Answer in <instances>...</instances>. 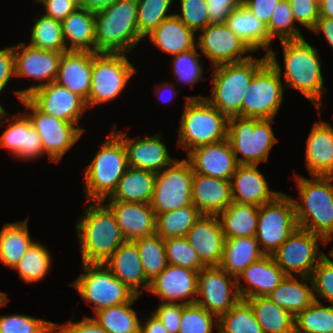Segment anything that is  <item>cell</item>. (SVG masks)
Returning a JSON list of instances; mask_svg holds the SVG:
<instances>
[{
  "instance_id": "obj_1",
  "label": "cell",
  "mask_w": 333,
  "mask_h": 333,
  "mask_svg": "<svg viewBox=\"0 0 333 333\" xmlns=\"http://www.w3.org/2000/svg\"><path fill=\"white\" fill-rule=\"evenodd\" d=\"M283 51L284 72L277 61L273 49L267 54L268 60L275 66L279 75L283 74L285 89L293 88L306 97L317 109L321 117V105L327 88L321 71V59L317 48L306 42L305 38L299 40L281 41Z\"/></svg>"
},
{
  "instance_id": "obj_2",
  "label": "cell",
  "mask_w": 333,
  "mask_h": 333,
  "mask_svg": "<svg viewBox=\"0 0 333 333\" xmlns=\"http://www.w3.org/2000/svg\"><path fill=\"white\" fill-rule=\"evenodd\" d=\"M88 204L75 223L81 261L104 264L126 240L112 210L103 201Z\"/></svg>"
},
{
  "instance_id": "obj_3",
  "label": "cell",
  "mask_w": 333,
  "mask_h": 333,
  "mask_svg": "<svg viewBox=\"0 0 333 333\" xmlns=\"http://www.w3.org/2000/svg\"><path fill=\"white\" fill-rule=\"evenodd\" d=\"M298 198H292L297 227L326 240L333 234V177L295 173Z\"/></svg>"
},
{
  "instance_id": "obj_4",
  "label": "cell",
  "mask_w": 333,
  "mask_h": 333,
  "mask_svg": "<svg viewBox=\"0 0 333 333\" xmlns=\"http://www.w3.org/2000/svg\"><path fill=\"white\" fill-rule=\"evenodd\" d=\"M144 38L139 34L137 0H117L95 13V53H129Z\"/></svg>"
},
{
  "instance_id": "obj_5",
  "label": "cell",
  "mask_w": 333,
  "mask_h": 333,
  "mask_svg": "<svg viewBox=\"0 0 333 333\" xmlns=\"http://www.w3.org/2000/svg\"><path fill=\"white\" fill-rule=\"evenodd\" d=\"M180 120L176 146L187 154L196 147L227 139L229 118L200 94L186 95Z\"/></svg>"
},
{
  "instance_id": "obj_6",
  "label": "cell",
  "mask_w": 333,
  "mask_h": 333,
  "mask_svg": "<svg viewBox=\"0 0 333 333\" xmlns=\"http://www.w3.org/2000/svg\"><path fill=\"white\" fill-rule=\"evenodd\" d=\"M268 60L265 54L261 58L241 62L226 63L211 67L214 71L212 92L205 99L228 118L242 117V101L255 72Z\"/></svg>"
},
{
  "instance_id": "obj_7",
  "label": "cell",
  "mask_w": 333,
  "mask_h": 333,
  "mask_svg": "<svg viewBox=\"0 0 333 333\" xmlns=\"http://www.w3.org/2000/svg\"><path fill=\"white\" fill-rule=\"evenodd\" d=\"M128 168L123 141L113 132L101 143L96 155L84 169L86 201H103L115 190Z\"/></svg>"
},
{
  "instance_id": "obj_8",
  "label": "cell",
  "mask_w": 333,
  "mask_h": 333,
  "mask_svg": "<svg viewBox=\"0 0 333 333\" xmlns=\"http://www.w3.org/2000/svg\"><path fill=\"white\" fill-rule=\"evenodd\" d=\"M274 122L275 119L229 118L227 139L238 164L259 165L268 160L270 150L278 142L272 129Z\"/></svg>"
},
{
  "instance_id": "obj_9",
  "label": "cell",
  "mask_w": 333,
  "mask_h": 333,
  "mask_svg": "<svg viewBox=\"0 0 333 333\" xmlns=\"http://www.w3.org/2000/svg\"><path fill=\"white\" fill-rule=\"evenodd\" d=\"M82 274L69 283L93 313L100 309L130 302L136 294L124 285L104 264L82 262Z\"/></svg>"
},
{
  "instance_id": "obj_10",
  "label": "cell",
  "mask_w": 333,
  "mask_h": 333,
  "mask_svg": "<svg viewBox=\"0 0 333 333\" xmlns=\"http://www.w3.org/2000/svg\"><path fill=\"white\" fill-rule=\"evenodd\" d=\"M136 72L125 53H97L93 58L87 108L118 98Z\"/></svg>"
},
{
  "instance_id": "obj_11",
  "label": "cell",
  "mask_w": 333,
  "mask_h": 333,
  "mask_svg": "<svg viewBox=\"0 0 333 333\" xmlns=\"http://www.w3.org/2000/svg\"><path fill=\"white\" fill-rule=\"evenodd\" d=\"M297 228L291 196L281 192L259 207L255 238L265 255H272Z\"/></svg>"
},
{
  "instance_id": "obj_12",
  "label": "cell",
  "mask_w": 333,
  "mask_h": 333,
  "mask_svg": "<svg viewBox=\"0 0 333 333\" xmlns=\"http://www.w3.org/2000/svg\"><path fill=\"white\" fill-rule=\"evenodd\" d=\"M281 78L269 60L255 72L243 97V118L275 119L284 101Z\"/></svg>"
},
{
  "instance_id": "obj_13",
  "label": "cell",
  "mask_w": 333,
  "mask_h": 333,
  "mask_svg": "<svg viewBox=\"0 0 333 333\" xmlns=\"http://www.w3.org/2000/svg\"><path fill=\"white\" fill-rule=\"evenodd\" d=\"M20 103L23 111L31 120L33 127L40 136L42 149L50 162L59 163L63 156L76 144L85 129L74 123L41 112L28 98Z\"/></svg>"
},
{
  "instance_id": "obj_14",
  "label": "cell",
  "mask_w": 333,
  "mask_h": 333,
  "mask_svg": "<svg viewBox=\"0 0 333 333\" xmlns=\"http://www.w3.org/2000/svg\"><path fill=\"white\" fill-rule=\"evenodd\" d=\"M193 168L186 158L176 159L156 173L151 207L155 214L173 211L192 203Z\"/></svg>"
},
{
  "instance_id": "obj_15",
  "label": "cell",
  "mask_w": 333,
  "mask_h": 333,
  "mask_svg": "<svg viewBox=\"0 0 333 333\" xmlns=\"http://www.w3.org/2000/svg\"><path fill=\"white\" fill-rule=\"evenodd\" d=\"M320 243L325 245L321 236L297 228L271 256L286 276L310 277L325 255Z\"/></svg>"
},
{
  "instance_id": "obj_16",
  "label": "cell",
  "mask_w": 333,
  "mask_h": 333,
  "mask_svg": "<svg viewBox=\"0 0 333 333\" xmlns=\"http://www.w3.org/2000/svg\"><path fill=\"white\" fill-rule=\"evenodd\" d=\"M15 57V77L39 81L38 84H33L25 89L15 90V96L20 101L22 98H27L35 90L55 82L59 62L62 52L47 51L35 48L25 42H20L13 46Z\"/></svg>"
},
{
  "instance_id": "obj_17",
  "label": "cell",
  "mask_w": 333,
  "mask_h": 333,
  "mask_svg": "<svg viewBox=\"0 0 333 333\" xmlns=\"http://www.w3.org/2000/svg\"><path fill=\"white\" fill-rule=\"evenodd\" d=\"M201 298V299H200ZM236 278L219 266H210L198 272L196 304L219 317L240 300Z\"/></svg>"
},
{
  "instance_id": "obj_18",
  "label": "cell",
  "mask_w": 333,
  "mask_h": 333,
  "mask_svg": "<svg viewBox=\"0 0 333 333\" xmlns=\"http://www.w3.org/2000/svg\"><path fill=\"white\" fill-rule=\"evenodd\" d=\"M199 32L197 48L210 60L212 67L245 61L254 53L226 23H210Z\"/></svg>"
},
{
  "instance_id": "obj_19",
  "label": "cell",
  "mask_w": 333,
  "mask_h": 333,
  "mask_svg": "<svg viewBox=\"0 0 333 333\" xmlns=\"http://www.w3.org/2000/svg\"><path fill=\"white\" fill-rule=\"evenodd\" d=\"M8 114L4 110L0 115V125L8 124L0 136V148L23 161L39 159L45 153L31 120L24 112L15 113L10 118Z\"/></svg>"
},
{
  "instance_id": "obj_20",
  "label": "cell",
  "mask_w": 333,
  "mask_h": 333,
  "mask_svg": "<svg viewBox=\"0 0 333 333\" xmlns=\"http://www.w3.org/2000/svg\"><path fill=\"white\" fill-rule=\"evenodd\" d=\"M27 98L44 114L78 126L88 109L83 98L56 82L35 90Z\"/></svg>"
},
{
  "instance_id": "obj_21",
  "label": "cell",
  "mask_w": 333,
  "mask_h": 333,
  "mask_svg": "<svg viewBox=\"0 0 333 333\" xmlns=\"http://www.w3.org/2000/svg\"><path fill=\"white\" fill-rule=\"evenodd\" d=\"M112 131L123 141L127 154L128 167L157 173L171 165L176 159L169 155L161 134L136 139L127 131Z\"/></svg>"
},
{
  "instance_id": "obj_22",
  "label": "cell",
  "mask_w": 333,
  "mask_h": 333,
  "mask_svg": "<svg viewBox=\"0 0 333 333\" xmlns=\"http://www.w3.org/2000/svg\"><path fill=\"white\" fill-rule=\"evenodd\" d=\"M198 272L168 264L150 283L149 291L160 302L194 304L197 299Z\"/></svg>"
},
{
  "instance_id": "obj_23",
  "label": "cell",
  "mask_w": 333,
  "mask_h": 333,
  "mask_svg": "<svg viewBox=\"0 0 333 333\" xmlns=\"http://www.w3.org/2000/svg\"><path fill=\"white\" fill-rule=\"evenodd\" d=\"M186 156L194 173L219 179L231 180L239 165L228 139L196 147Z\"/></svg>"
},
{
  "instance_id": "obj_24",
  "label": "cell",
  "mask_w": 333,
  "mask_h": 333,
  "mask_svg": "<svg viewBox=\"0 0 333 333\" xmlns=\"http://www.w3.org/2000/svg\"><path fill=\"white\" fill-rule=\"evenodd\" d=\"M185 238L206 267L219 266L225 237L218 216L201 215Z\"/></svg>"
},
{
  "instance_id": "obj_25",
  "label": "cell",
  "mask_w": 333,
  "mask_h": 333,
  "mask_svg": "<svg viewBox=\"0 0 333 333\" xmlns=\"http://www.w3.org/2000/svg\"><path fill=\"white\" fill-rule=\"evenodd\" d=\"M232 200L237 204L261 205L272 201L281 191L270 190L258 165L239 164L231 180Z\"/></svg>"
},
{
  "instance_id": "obj_26",
  "label": "cell",
  "mask_w": 333,
  "mask_h": 333,
  "mask_svg": "<svg viewBox=\"0 0 333 333\" xmlns=\"http://www.w3.org/2000/svg\"><path fill=\"white\" fill-rule=\"evenodd\" d=\"M103 202L112 210L126 241L156 233V214L151 204L112 200H103Z\"/></svg>"
},
{
  "instance_id": "obj_27",
  "label": "cell",
  "mask_w": 333,
  "mask_h": 333,
  "mask_svg": "<svg viewBox=\"0 0 333 333\" xmlns=\"http://www.w3.org/2000/svg\"><path fill=\"white\" fill-rule=\"evenodd\" d=\"M286 277L271 255H264L250 264L237 278V289L241 299L267 296ZM244 279L243 286L240 282Z\"/></svg>"
},
{
  "instance_id": "obj_28",
  "label": "cell",
  "mask_w": 333,
  "mask_h": 333,
  "mask_svg": "<svg viewBox=\"0 0 333 333\" xmlns=\"http://www.w3.org/2000/svg\"><path fill=\"white\" fill-rule=\"evenodd\" d=\"M90 51H66L62 53L55 82L88 100L91 90L93 58Z\"/></svg>"
},
{
  "instance_id": "obj_29",
  "label": "cell",
  "mask_w": 333,
  "mask_h": 333,
  "mask_svg": "<svg viewBox=\"0 0 333 333\" xmlns=\"http://www.w3.org/2000/svg\"><path fill=\"white\" fill-rule=\"evenodd\" d=\"M104 265L137 296H142L144 289L149 291L151 282L146 278L138 248L133 241L121 244Z\"/></svg>"
},
{
  "instance_id": "obj_30",
  "label": "cell",
  "mask_w": 333,
  "mask_h": 333,
  "mask_svg": "<svg viewBox=\"0 0 333 333\" xmlns=\"http://www.w3.org/2000/svg\"><path fill=\"white\" fill-rule=\"evenodd\" d=\"M305 166L311 176L333 177V127L316 121L306 140Z\"/></svg>"
},
{
  "instance_id": "obj_31",
  "label": "cell",
  "mask_w": 333,
  "mask_h": 333,
  "mask_svg": "<svg viewBox=\"0 0 333 333\" xmlns=\"http://www.w3.org/2000/svg\"><path fill=\"white\" fill-rule=\"evenodd\" d=\"M232 201L230 180L193 174L192 203L201 215L218 216Z\"/></svg>"
},
{
  "instance_id": "obj_32",
  "label": "cell",
  "mask_w": 333,
  "mask_h": 333,
  "mask_svg": "<svg viewBox=\"0 0 333 333\" xmlns=\"http://www.w3.org/2000/svg\"><path fill=\"white\" fill-rule=\"evenodd\" d=\"M176 15L165 19L145 38L159 51L173 56L197 47L196 36Z\"/></svg>"
},
{
  "instance_id": "obj_33",
  "label": "cell",
  "mask_w": 333,
  "mask_h": 333,
  "mask_svg": "<svg viewBox=\"0 0 333 333\" xmlns=\"http://www.w3.org/2000/svg\"><path fill=\"white\" fill-rule=\"evenodd\" d=\"M286 276L267 296L280 308L296 317L314 301V290L310 277ZM311 285H309V284Z\"/></svg>"
},
{
  "instance_id": "obj_34",
  "label": "cell",
  "mask_w": 333,
  "mask_h": 333,
  "mask_svg": "<svg viewBox=\"0 0 333 333\" xmlns=\"http://www.w3.org/2000/svg\"><path fill=\"white\" fill-rule=\"evenodd\" d=\"M226 25L255 53L261 48L266 55L273 49L266 25L245 6L234 8Z\"/></svg>"
},
{
  "instance_id": "obj_35",
  "label": "cell",
  "mask_w": 333,
  "mask_h": 333,
  "mask_svg": "<svg viewBox=\"0 0 333 333\" xmlns=\"http://www.w3.org/2000/svg\"><path fill=\"white\" fill-rule=\"evenodd\" d=\"M67 51L95 53V13L78 7L62 22Z\"/></svg>"
},
{
  "instance_id": "obj_36",
  "label": "cell",
  "mask_w": 333,
  "mask_h": 333,
  "mask_svg": "<svg viewBox=\"0 0 333 333\" xmlns=\"http://www.w3.org/2000/svg\"><path fill=\"white\" fill-rule=\"evenodd\" d=\"M156 173L128 167L113 193L105 200L150 204Z\"/></svg>"
},
{
  "instance_id": "obj_37",
  "label": "cell",
  "mask_w": 333,
  "mask_h": 333,
  "mask_svg": "<svg viewBox=\"0 0 333 333\" xmlns=\"http://www.w3.org/2000/svg\"><path fill=\"white\" fill-rule=\"evenodd\" d=\"M264 255L255 237L228 238L224 241L219 267L237 278L250 264Z\"/></svg>"
},
{
  "instance_id": "obj_38",
  "label": "cell",
  "mask_w": 333,
  "mask_h": 333,
  "mask_svg": "<svg viewBox=\"0 0 333 333\" xmlns=\"http://www.w3.org/2000/svg\"><path fill=\"white\" fill-rule=\"evenodd\" d=\"M33 242L28 219L5 223L0 231V262L13 269Z\"/></svg>"
},
{
  "instance_id": "obj_39",
  "label": "cell",
  "mask_w": 333,
  "mask_h": 333,
  "mask_svg": "<svg viewBox=\"0 0 333 333\" xmlns=\"http://www.w3.org/2000/svg\"><path fill=\"white\" fill-rule=\"evenodd\" d=\"M258 206L231 202L219 215L225 239L255 237L258 226Z\"/></svg>"
},
{
  "instance_id": "obj_40",
  "label": "cell",
  "mask_w": 333,
  "mask_h": 333,
  "mask_svg": "<svg viewBox=\"0 0 333 333\" xmlns=\"http://www.w3.org/2000/svg\"><path fill=\"white\" fill-rule=\"evenodd\" d=\"M263 333H295L294 316L278 307L268 296L245 299Z\"/></svg>"
},
{
  "instance_id": "obj_41",
  "label": "cell",
  "mask_w": 333,
  "mask_h": 333,
  "mask_svg": "<svg viewBox=\"0 0 333 333\" xmlns=\"http://www.w3.org/2000/svg\"><path fill=\"white\" fill-rule=\"evenodd\" d=\"M135 296L130 302L116 306L106 307L95 312V321L108 333H140L141 319L136 310L132 308Z\"/></svg>"
},
{
  "instance_id": "obj_42",
  "label": "cell",
  "mask_w": 333,
  "mask_h": 333,
  "mask_svg": "<svg viewBox=\"0 0 333 333\" xmlns=\"http://www.w3.org/2000/svg\"><path fill=\"white\" fill-rule=\"evenodd\" d=\"M52 255L45 245L34 241L26 254L13 268L26 283H37L43 280L52 265Z\"/></svg>"
},
{
  "instance_id": "obj_43",
  "label": "cell",
  "mask_w": 333,
  "mask_h": 333,
  "mask_svg": "<svg viewBox=\"0 0 333 333\" xmlns=\"http://www.w3.org/2000/svg\"><path fill=\"white\" fill-rule=\"evenodd\" d=\"M201 216L197 208L188 206L156 215V234L161 238L185 237Z\"/></svg>"
},
{
  "instance_id": "obj_44",
  "label": "cell",
  "mask_w": 333,
  "mask_h": 333,
  "mask_svg": "<svg viewBox=\"0 0 333 333\" xmlns=\"http://www.w3.org/2000/svg\"><path fill=\"white\" fill-rule=\"evenodd\" d=\"M29 44L42 50L66 52L61 21L38 15L31 29Z\"/></svg>"
},
{
  "instance_id": "obj_45",
  "label": "cell",
  "mask_w": 333,
  "mask_h": 333,
  "mask_svg": "<svg viewBox=\"0 0 333 333\" xmlns=\"http://www.w3.org/2000/svg\"><path fill=\"white\" fill-rule=\"evenodd\" d=\"M133 242L138 248L146 278L151 282L168 265L164 239L155 233Z\"/></svg>"
},
{
  "instance_id": "obj_46",
  "label": "cell",
  "mask_w": 333,
  "mask_h": 333,
  "mask_svg": "<svg viewBox=\"0 0 333 333\" xmlns=\"http://www.w3.org/2000/svg\"><path fill=\"white\" fill-rule=\"evenodd\" d=\"M217 333H263L250 304L243 299L218 317Z\"/></svg>"
},
{
  "instance_id": "obj_47",
  "label": "cell",
  "mask_w": 333,
  "mask_h": 333,
  "mask_svg": "<svg viewBox=\"0 0 333 333\" xmlns=\"http://www.w3.org/2000/svg\"><path fill=\"white\" fill-rule=\"evenodd\" d=\"M314 301L295 318V333H333V305Z\"/></svg>"
},
{
  "instance_id": "obj_48",
  "label": "cell",
  "mask_w": 333,
  "mask_h": 333,
  "mask_svg": "<svg viewBox=\"0 0 333 333\" xmlns=\"http://www.w3.org/2000/svg\"><path fill=\"white\" fill-rule=\"evenodd\" d=\"M9 298L3 295L0 298V307L9 302ZM55 322L35 318L25 314L0 315V333H54Z\"/></svg>"
},
{
  "instance_id": "obj_49",
  "label": "cell",
  "mask_w": 333,
  "mask_h": 333,
  "mask_svg": "<svg viewBox=\"0 0 333 333\" xmlns=\"http://www.w3.org/2000/svg\"><path fill=\"white\" fill-rule=\"evenodd\" d=\"M267 31L270 40L278 38L281 41L299 40L304 38L300 28L295 24L290 3L288 0H280L275 6Z\"/></svg>"
},
{
  "instance_id": "obj_50",
  "label": "cell",
  "mask_w": 333,
  "mask_h": 333,
  "mask_svg": "<svg viewBox=\"0 0 333 333\" xmlns=\"http://www.w3.org/2000/svg\"><path fill=\"white\" fill-rule=\"evenodd\" d=\"M173 0H137L139 34L145 39L161 22L172 17L169 9Z\"/></svg>"
},
{
  "instance_id": "obj_51",
  "label": "cell",
  "mask_w": 333,
  "mask_h": 333,
  "mask_svg": "<svg viewBox=\"0 0 333 333\" xmlns=\"http://www.w3.org/2000/svg\"><path fill=\"white\" fill-rule=\"evenodd\" d=\"M201 53L197 48L173 55L172 59V74L175 76L179 83L190 85L192 88L194 84L200 82L204 78V69L202 60L200 59Z\"/></svg>"
},
{
  "instance_id": "obj_52",
  "label": "cell",
  "mask_w": 333,
  "mask_h": 333,
  "mask_svg": "<svg viewBox=\"0 0 333 333\" xmlns=\"http://www.w3.org/2000/svg\"><path fill=\"white\" fill-rule=\"evenodd\" d=\"M216 317V318H215ZM218 317L198 304H182L178 333H213Z\"/></svg>"
},
{
  "instance_id": "obj_53",
  "label": "cell",
  "mask_w": 333,
  "mask_h": 333,
  "mask_svg": "<svg viewBox=\"0 0 333 333\" xmlns=\"http://www.w3.org/2000/svg\"><path fill=\"white\" fill-rule=\"evenodd\" d=\"M164 244L168 264L197 272L206 267L185 237L168 238Z\"/></svg>"
},
{
  "instance_id": "obj_54",
  "label": "cell",
  "mask_w": 333,
  "mask_h": 333,
  "mask_svg": "<svg viewBox=\"0 0 333 333\" xmlns=\"http://www.w3.org/2000/svg\"><path fill=\"white\" fill-rule=\"evenodd\" d=\"M315 301L324 299L333 305V260L324 255L310 276ZM319 299H318V297Z\"/></svg>"
},
{
  "instance_id": "obj_55",
  "label": "cell",
  "mask_w": 333,
  "mask_h": 333,
  "mask_svg": "<svg viewBox=\"0 0 333 333\" xmlns=\"http://www.w3.org/2000/svg\"><path fill=\"white\" fill-rule=\"evenodd\" d=\"M180 12L175 15L195 33L203 30L210 20L206 0H179Z\"/></svg>"
},
{
  "instance_id": "obj_56",
  "label": "cell",
  "mask_w": 333,
  "mask_h": 333,
  "mask_svg": "<svg viewBox=\"0 0 333 333\" xmlns=\"http://www.w3.org/2000/svg\"><path fill=\"white\" fill-rule=\"evenodd\" d=\"M295 22L311 30L320 17L316 0H288Z\"/></svg>"
},
{
  "instance_id": "obj_57",
  "label": "cell",
  "mask_w": 333,
  "mask_h": 333,
  "mask_svg": "<svg viewBox=\"0 0 333 333\" xmlns=\"http://www.w3.org/2000/svg\"><path fill=\"white\" fill-rule=\"evenodd\" d=\"M152 312L169 333H178L182 316V303L159 302Z\"/></svg>"
},
{
  "instance_id": "obj_58",
  "label": "cell",
  "mask_w": 333,
  "mask_h": 333,
  "mask_svg": "<svg viewBox=\"0 0 333 333\" xmlns=\"http://www.w3.org/2000/svg\"><path fill=\"white\" fill-rule=\"evenodd\" d=\"M210 23H226L234 8L243 6L244 0H206Z\"/></svg>"
},
{
  "instance_id": "obj_59",
  "label": "cell",
  "mask_w": 333,
  "mask_h": 333,
  "mask_svg": "<svg viewBox=\"0 0 333 333\" xmlns=\"http://www.w3.org/2000/svg\"><path fill=\"white\" fill-rule=\"evenodd\" d=\"M56 333H108L101 327L94 318L84 316L82 320L74 321L73 319L67 321V324L60 325L55 322Z\"/></svg>"
},
{
  "instance_id": "obj_60",
  "label": "cell",
  "mask_w": 333,
  "mask_h": 333,
  "mask_svg": "<svg viewBox=\"0 0 333 333\" xmlns=\"http://www.w3.org/2000/svg\"><path fill=\"white\" fill-rule=\"evenodd\" d=\"M45 7L43 15L58 21H63L70 13H73L79 6L72 0H33Z\"/></svg>"
},
{
  "instance_id": "obj_61",
  "label": "cell",
  "mask_w": 333,
  "mask_h": 333,
  "mask_svg": "<svg viewBox=\"0 0 333 333\" xmlns=\"http://www.w3.org/2000/svg\"><path fill=\"white\" fill-rule=\"evenodd\" d=\"M15 78V57L13 46L0 49V94L11 78Z\"/></svg>"
},
{
  "instance_id": "obj_62",
  "label": "cell",
  "mask_w": 333,
  "mask_h": 333,
  "mask_svg": "<svg viewBox=\"0 0 333 333\" xmlns=\"http://www.w3.org/2000/svg\"><path fill=\"white\" fill-rule=\"evenodd\" d=\"M279 1L280 0H244L243 6L267 26L273 10Z\"/></svg>"
},
{
  "instance_id": "obj_63",
  "label": "cell",
  "mask_w": 333,
  "mask_h": 333,
  "mask_svg": "<svg viewBox=\"0 0 333 333\" xmlns=\"http://www.w3.org/2000/svg\"><path fill=\"white\" fill-rule=\"evenodd\" d=\"M315 34L323 33L328 45L333 49V18L319 17L311 32Z\"/></svg>"
},
{
  "instance_id": "obj_64",
  "label": "cell",
  "mask_w": 333,
  "mask_h": 333,
  "mask_svg": "<svg viewBox=\"0 0 333 333\" xmlns=\"http://www.w3.org/2000/svg\"><path fill=\"white\" fill-rule=\"evenodd\" d=\"M144 320L140 322V333H169L153 313H149Z\"/></svg>"
},
{
  "instance_id": "obj_65",
  "label": "cell",
  "mask_w": 333,
  "mask_h": 333,
  "mask_svg": "<svg viewBox=\"0 0 333 333\" xmlns=\"http://www.w3.org/2000/svg\"><path fill=\"white\" fill-rule=\"evenodd\" d=\"M116 1L117 0H84L80 7L96 13L111 6Z\"/></svg>"
},
{
  "instance_id": "obj_66",
  "label": "cell",
  "mask_w": 333,
  "mask_h": 333,
  "mask_svg": "<svg viewBox=\"0 0 333 333\" xmlns=\"http://www.w3.org/2000/svg\"><path fill=\"white\" fill-rule=\"evenodd\" d=\"M175 89H177L175 84H172L171 82L170 83L169 82H162V83H159V84L157 83L156 88H154V92H155V95L158 97L159 100H162L163 102H166V103L168 102L169 103L178 94L177 92H180V90H175ZM162 90L163 91L166 90V91L171 92V95L167 96V97H169V99L168 98L164 99L163 97H161L162 95H160V93L163 92Z\"/></svg>"
},
{
  "instance_id": "obj_67",
  "label": "cell",
  "mask_w": 333,
  "mask_h": 333,
  "mask_svg": "<svg viewBox=\"0 0 333 333\" xmlns=\"http://www.w3.org/2000/svg\"><path fill=\"white\" fill-rule=\"evenodd\" d=\"M320 17L333 18V0H322L319 3Z\"/></svg>"
},
{
  "instance_id": "obj_68",
  "label": "cell",
  "mask_w": 333,
  "mask_h": 333,
  "mask_svg": "<svg viewBox=\"0 0 333 333\" xmlns=\"http://www.w3.org/2000/svg\"><path fill=\"white\" fill-rule=\"evenodd\" d=\"M331 239H333V234L330 235V236L325 240V245H326V244H329L328 242H330ZM328 255H329L328 257H329L331 260H333V248L329 251Z\"/></svg>"
},
{
  "instance_id": "obj_69",
  "label": "cell",
  "mask_w": 333,
  "mask_h": 333,
  "mask_svg": "<svg viewBox=\"0 0 333 333\" xmlns=\"http://www.w3.org/2000/svg\"><path fill=\"white\" fill-rule=\"evenodd\" d=\"M72 1L80 7L83 4L84 0H72Z\"/></svg>"
},
{
  "instance_id": "obj_70",
  "label": "cell",
  "mask_w": 333,
  "mask_h": 333,
  "mask_svg": "<svg viewBox=\"0 0 333 333\" xmlns=\"http://www.w3.org/2000/svg\"><path fill=\"white\" fill-rule=\"evenodd\" d=\"M4 107L2 106V104L0 103V115H1V113L4 111Z\"/></svg>"
}]
</instances>
